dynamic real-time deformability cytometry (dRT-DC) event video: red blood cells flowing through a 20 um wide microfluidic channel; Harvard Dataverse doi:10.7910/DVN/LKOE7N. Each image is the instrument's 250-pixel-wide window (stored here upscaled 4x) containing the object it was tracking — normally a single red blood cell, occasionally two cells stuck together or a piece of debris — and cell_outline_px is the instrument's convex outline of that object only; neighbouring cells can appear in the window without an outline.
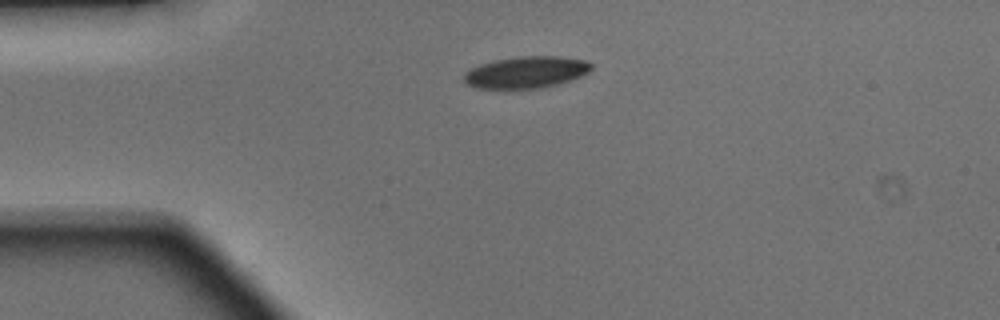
{"species": "Egyptian fruit bat (a non-hibernating species)", "species_latin": "Rousettus aegyptiacus", "temperature_condition": "warm", "stored_images_in_passage": 3, "camera_frame_rate_fps": 3000, "um_per_image_px": 0.085, "animal": {"sex": "male"}, "frame": {"image": 1, "passage_image": 1, "time_ms": 0.0, "image_size_px": [1000, 320], "cell_outline_px": [[592, 68], [588, 72], [580, 76], [556, 84], [540, 88], [476, 88], [468, 84], [464, 80], [464, 72], [480, 64], [496, 60], [520, 56], [560, 56], [588, 60], [592, 64]], "centroid_in_image_um": [44.74, 6.13], "position_along_channel_um": 40.3, "area_um2": 23.35}}